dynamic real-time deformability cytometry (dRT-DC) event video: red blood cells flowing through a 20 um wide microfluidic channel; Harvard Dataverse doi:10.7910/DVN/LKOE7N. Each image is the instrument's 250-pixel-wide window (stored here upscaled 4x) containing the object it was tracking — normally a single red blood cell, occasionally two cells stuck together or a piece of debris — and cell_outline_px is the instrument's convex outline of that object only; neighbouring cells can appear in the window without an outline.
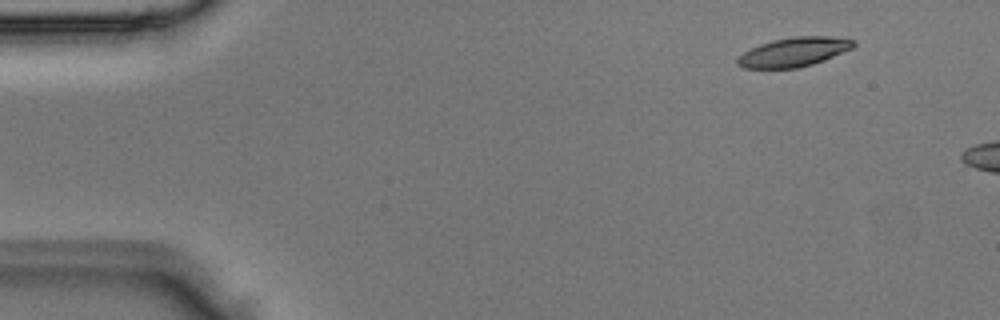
{"species": "Egyptian fruit bat (a non-hibernating species)", "species_latin": "Rousettus aegyptiacus", "temperature_condition": "room temperature", "stored_images_in_passage": 3, "camera_frame_rate_fps": 3000, "um_per_image_px": 0.085, "animal": {"sex": "male"}, "frame": {"image": 1, "passage_image": 1, "time_ms": 0.0, "image_size_px": [1000, 320], "cell_outline_px": [[856, 44], [852, 48], [824, 60], [812, 64], [796, 68], [744, 68], [736, 64], [736, 60], [744, 52], [760, 44], [772, 40], [796, 36], [828, 36], [856, 40]], "centroid_in_image_um": [67.48, 4.41], "position_along_channel_um": 17.5, "area_um2": 19.59}}